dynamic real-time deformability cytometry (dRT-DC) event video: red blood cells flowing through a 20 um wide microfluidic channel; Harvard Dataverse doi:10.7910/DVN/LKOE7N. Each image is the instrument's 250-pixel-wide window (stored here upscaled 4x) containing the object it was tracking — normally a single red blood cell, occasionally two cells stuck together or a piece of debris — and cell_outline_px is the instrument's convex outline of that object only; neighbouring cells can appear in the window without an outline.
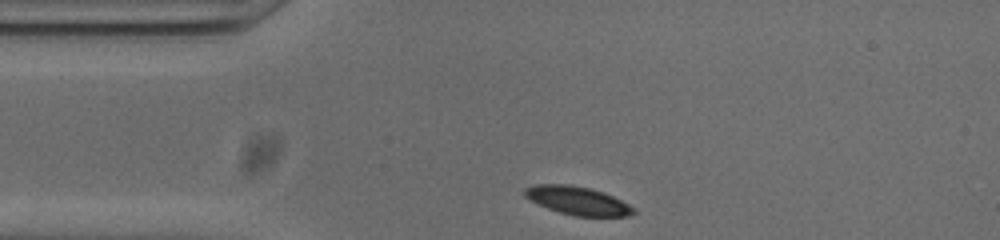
{"species": "common noctule bat (a hibernating species)", "species_latin": "Nyctalus noctula", "temperature_condition": "cold", "stored_images_in_passage": 32, "camera_frame_rate_fps": 3000, "um_per_image_px": 0.085, "animal": {"sex": "male", "body_mass_g": 20.0, "forearm_length_mm": 53.3}, "frame": {"image": 1, "passage_image": 1, "time_ms": 0.0, "image_size_px": [1000, 240], "cell_outline_px": [[636, 212], [628, 216], [576, 216], [560, 212], [548, 208], [524, 196], [524, 188], [532, 184], [568, 184], [588, 188], [604, 192], [636, 208]], "centroid_in_image_um": [49.1, 17.04], "position_along_channel_um": 35.9, "area_um2": 17.8}}
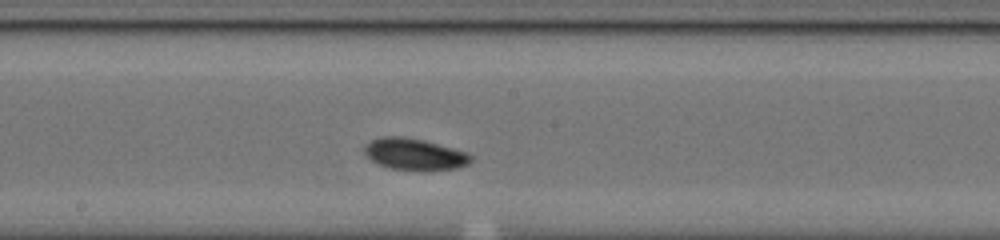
{"frame": {"image": 2, "passage_image": 17, "time_ms": 5.333, "image_size_px": [1000, 240], "cell_outline_px": [[472, 160], [468, 164], [456, 168], [388, 168], [372, 160], [364, 152], [364, 144], [372, 140], [384, 136], [400, 136], [424, 140], [452, 148], [464, 152], [472, 156]], "centroid_in_image_um": [35.19, 13.06], "position_along_channel_um": 213.0, "area_um2": 18.73}}
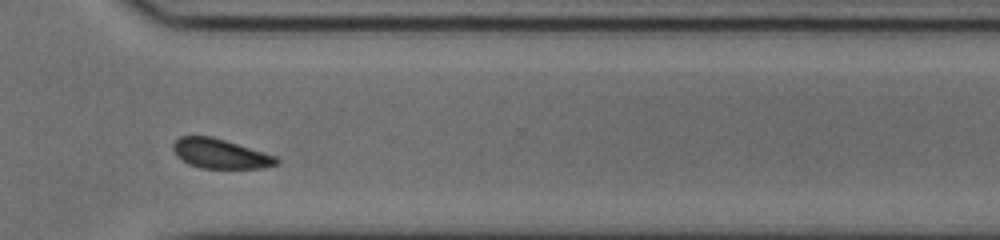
{"frame": {"image": 3, "passage_image": 28, "time_ms": 9.0, "image_size_px": [1000, 240], "cell_outline_px": [[280, 160], [276, 164], [264, 168], [200, 168], [188, 164], [176, 156], [172, 148], [172, 144], [180, 136], [212, 136], [276, 156]], "centroid_in_image_um": [18.69, 13.06], "position_along_channel_um": 351.9, "area_um2": 17.8}, "authors_computed_cell_mechanics": {"area_um2": 18.5249, "velocity_mm_per_s": 3.78, "shape_relaxation_time_tau1_ms": null, "shape_relaxation_time_tau2_ms": 4.7268, "deformation_change_tau1": null, "deformation_change_tau2": 0.0959}}